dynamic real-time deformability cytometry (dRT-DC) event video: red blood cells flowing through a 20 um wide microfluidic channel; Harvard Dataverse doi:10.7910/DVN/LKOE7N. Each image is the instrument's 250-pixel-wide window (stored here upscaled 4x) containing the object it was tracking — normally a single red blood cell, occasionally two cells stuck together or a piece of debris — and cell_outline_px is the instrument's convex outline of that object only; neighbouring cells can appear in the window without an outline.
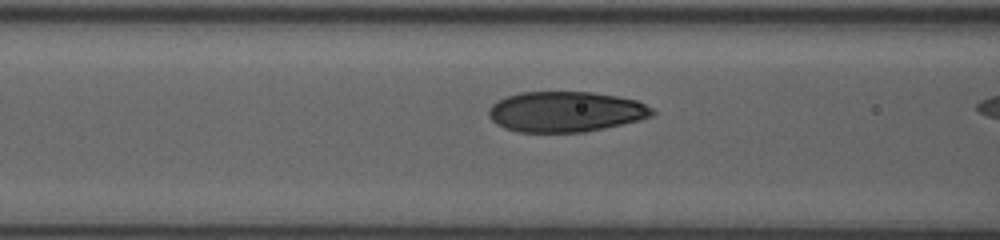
{"species": "human", "species_latin": "Homo sapiens", "temperature_condition": "room temperature", "stored_images_in_passage": 8, "camera_frame_rate_fps": 3000, "um_per_image_px": 0.085, "donor": {"sex": "female"}, "frame": {"image": 1, "passage_image": 6, "time_ms": 1.667, "image_size_px": [1000, 240], "cell_outline_px": [[656, 112], [652, 116], [640, 120], [604, 128], [584, 132], [516, 132], [504, 128], [496, 124], [488, 116], [488, 108], [492, 104], [508, 96], [520, 92], [592, 92], [616, 96], [636, 100], [652, 108]], "centroid_in_image_um": [48.07, 9.5], "position_along_channel_um": 118.5, "area_um2": 38.61}}